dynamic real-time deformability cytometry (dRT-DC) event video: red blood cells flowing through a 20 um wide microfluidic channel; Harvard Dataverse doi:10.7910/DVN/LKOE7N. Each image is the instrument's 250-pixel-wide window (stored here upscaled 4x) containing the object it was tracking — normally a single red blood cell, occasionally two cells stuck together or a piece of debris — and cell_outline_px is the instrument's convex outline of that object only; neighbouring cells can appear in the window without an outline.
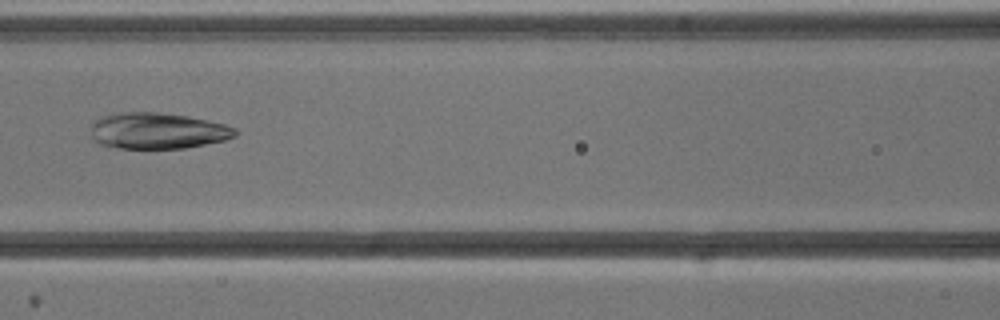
{"species": "common noctule bat (a hibernating species)", "species_latin": "Nyctalus noctula", "temperature_condition": "cold", "stored_images_in_passage": 3, "camera_frame_rate_fps": 3000, "um_per_image_px": 0.085, "animal": {"sex": "male", "body_mass_g": 13.3}, "frame": {"image": 1, "passage_image": 3, "time_ms": 2.333, "image_size_px": [1000, 320], "cell_outline_px": [[236, 136], [224, 140], [184, 148], [120, 148], [100, 144], [92, 136], [92, 124], [96, 120], [104, 116], [124, 112], [156, 112], [188, 116], [224, 124], [236, 128]], "centroid_in_image_um": [13.41, 11.12], "position_along_channel_um": 153.2, "area_um2": 30.0}}